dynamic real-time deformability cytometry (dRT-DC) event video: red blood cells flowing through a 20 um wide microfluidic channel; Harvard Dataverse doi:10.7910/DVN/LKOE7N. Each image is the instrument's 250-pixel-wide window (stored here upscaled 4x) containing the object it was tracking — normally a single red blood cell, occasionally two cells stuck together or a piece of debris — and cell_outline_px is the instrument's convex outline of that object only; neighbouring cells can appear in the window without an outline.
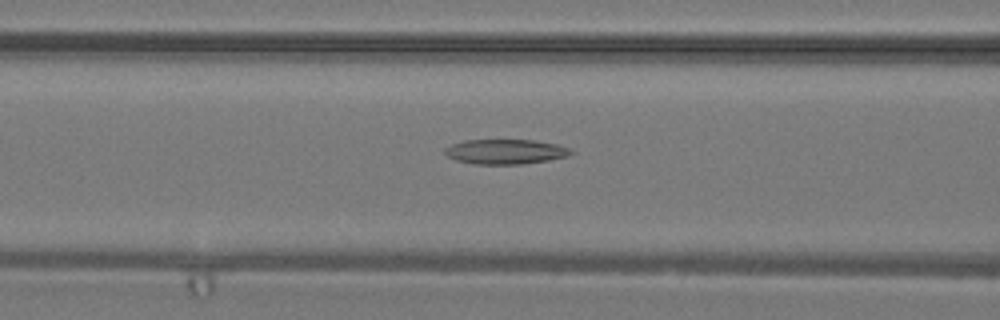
{"species": "common noctule bat (a hibernating species)", "species_latin": "Nyctalus noctula", "temperature_condition": "warm", "stored_images_in_passage": 40, "camera_frame_rate_fps": 3000, "um_per_image_px": 0.085, "animal": {"sex": "male", "body_mass_g": 19.2, "forearm_length_mm": 51.8}, "frame": {"image": 1, "passage_image": 17, "time_ms": 5.333, "image_size_px": [1000, 320], "cell_outline_px": [[576, 152], [568, 156], [548, 160], [524, 164], [476, 164], [456, 160], [448, 156], [444, 152], [444, 148], [452, 144], [464, 140], [536, 140], [556, 144], [572, 148]], "centroid_in_image_um": [43.01, 12.89], "position_along_channel_um": 123.6, "area_um2": 18.38}}
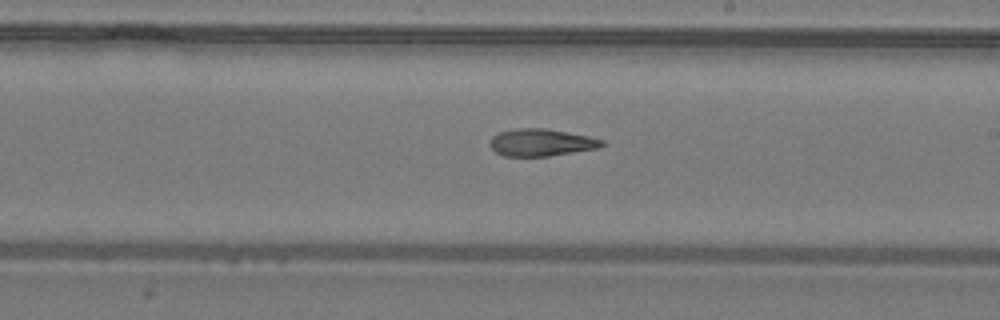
{"frame": {"image": 2, "passage_image": 24, "time_ms": 7.667, "image_size_px": [1000, 320], "cell_outline_px": [[608, 144], [600, 148], [548, 156], [504, 156], [496, 152], [488, 144], [492, 136], [500, 132], [520, 128], [544, 128], [588, 136], [604, 140]], "centroid_in_image_um": [46.03, 12.12], "position_along_channel_um": 243.0, "area_um2": 17.8}}
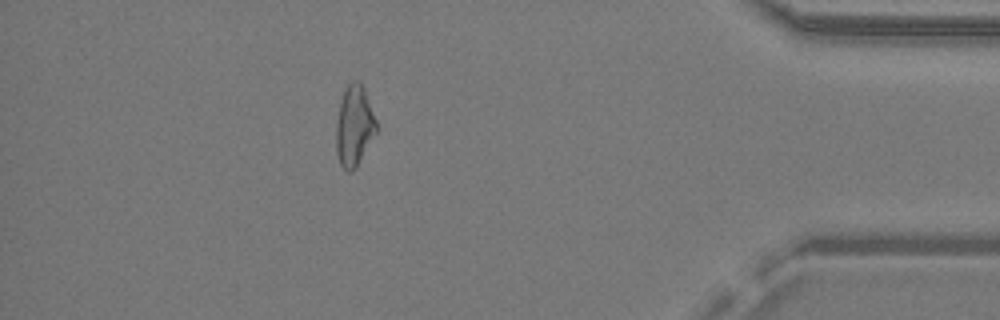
{"frame": {"image": 3, "passage_image": 36, "time_ms": 11.667, "image_size_px": [1000, 320], "cell_outline_px": [[376, 132], [356, 168], [352, 172], [348, 172], [340, 164], [336, 152], [336, 124], [340, 104], [344, 88], [352, 80], [360, 80], [364, 88], [376, 120]], "centroid_in_image_um": [30.1, 10.69], "position_along_channel_um": 405.1, "area_um2": 18.84}}